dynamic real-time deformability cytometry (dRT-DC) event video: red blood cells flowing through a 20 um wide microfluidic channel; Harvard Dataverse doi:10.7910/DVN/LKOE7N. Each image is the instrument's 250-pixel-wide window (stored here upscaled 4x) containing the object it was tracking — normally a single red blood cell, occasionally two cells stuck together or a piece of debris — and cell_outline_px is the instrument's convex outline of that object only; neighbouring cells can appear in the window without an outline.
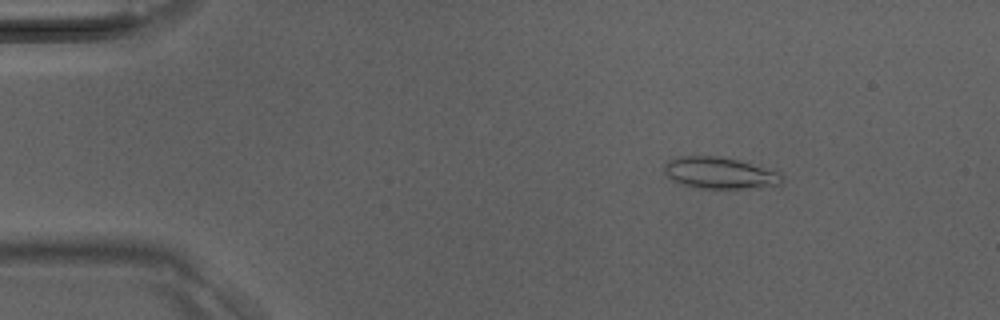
{"species": "Egyptian fruit bat (a non-hibernating species)", "species_latin": "Rousettus aegyptiacus", "temperature_condition": "room temperature", "stored_images_in_passage": 36, "camera_frame_rate_fps": 3000, "um_per_image_px": 0.085, "animal": {"sex": "male"}, "frame": {"image": 1, "passage_image": 2, "time_ms": 0.333, "image_size_px": [1000, 320], "cell_outline_px": [[784, 180], [780, 184], [756, 188], [700, 188], [680, 184], [672, 180], [664, 172], [664, 164], [668, 160], [680, 156], [720, 156], [740, 160], [780, 172], [784, 176]], "centroid_in_image_um": [61.19, 14.7], "position_along_channel_um": 23.8, "area_um2": 21.85}}
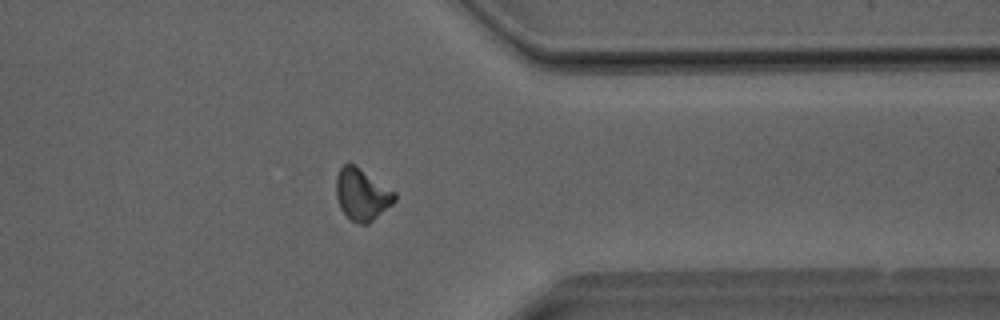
{"frame": {"image": 2, "passage_image": 28, "time_ms": 9.0, "image_size_px": [1000, 320], "cell_outline_px": [[396, 200], [392, 204], [368, 224], [360, 224], [352, 220], [340, 208], [336, 196], [336, 176], [340, 168], [344, 164], [352, 164], [396, 192]], "centroid_in_image_um": [30.76, 16.54], "position_along_channel_um": 380.6, "area_um2": 17.28}}
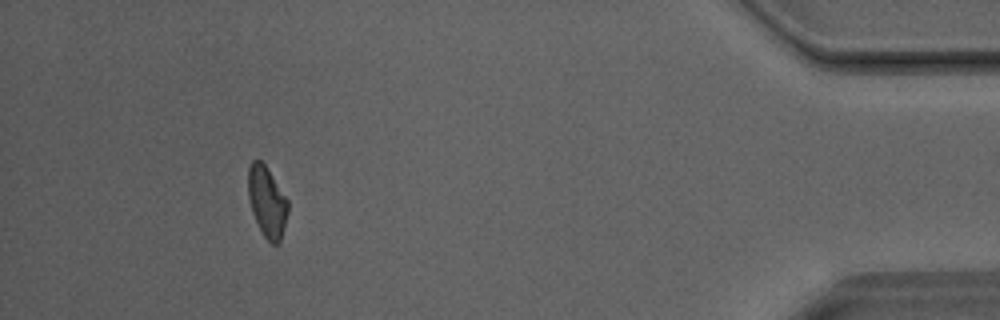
{"frame": {"image": 3, "passage_image": 33, "time_ms": 10.667, "image_size_px": [1000, 320], "cell_outline_px": [[288, 212], [280, 244], [272, 244], [264, 236], [252, 212], [248, 196], [248, 168], [252, 160], [260, 160], [264, 164], [288, 200]], "centroid_in_image_um": [22.7, 17.17], "position_along_channel_um": 412.5, "area_um2": 16.24}}